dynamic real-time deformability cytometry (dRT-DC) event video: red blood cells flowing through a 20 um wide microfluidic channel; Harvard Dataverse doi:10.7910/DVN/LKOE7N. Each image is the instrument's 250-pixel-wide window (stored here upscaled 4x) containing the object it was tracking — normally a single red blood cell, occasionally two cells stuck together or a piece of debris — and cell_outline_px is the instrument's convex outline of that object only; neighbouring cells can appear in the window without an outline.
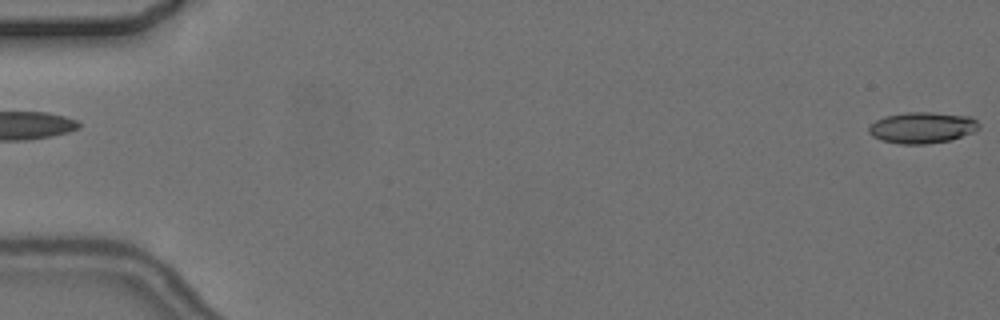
{"species": "common noctule bat (a hibernating species)", "species_latin": "Nyctalus noctula", "temperature_condition": "cold", "stored_images_in_passage": 4, "segment_of_instrument_passage": [2, 2], "camera_frame_rate_fps": 3000, "um_per_image_px": 0.085, "animal": {"sex": "female", "body_mass_g": 24.6, "forearm_length_mm": 56.2}, "frame": {"image": 1, "passage_image": 4, "time_ms": 3.667, "image_size_px": [1000, 320], "cell_outline_px": [[980, 128], [972, 132], [952, 140], [928, 144], [900, 144], [880, 140], [872, 136], [868, 132], [868, 124], [884, 116], [908, 112], [932, 112], [972, 116], [980, 124]], "centroid_in_image_um": [78.38, 10.85], "position_along_channel_um": 6.6, "area_um2": 20.35}}